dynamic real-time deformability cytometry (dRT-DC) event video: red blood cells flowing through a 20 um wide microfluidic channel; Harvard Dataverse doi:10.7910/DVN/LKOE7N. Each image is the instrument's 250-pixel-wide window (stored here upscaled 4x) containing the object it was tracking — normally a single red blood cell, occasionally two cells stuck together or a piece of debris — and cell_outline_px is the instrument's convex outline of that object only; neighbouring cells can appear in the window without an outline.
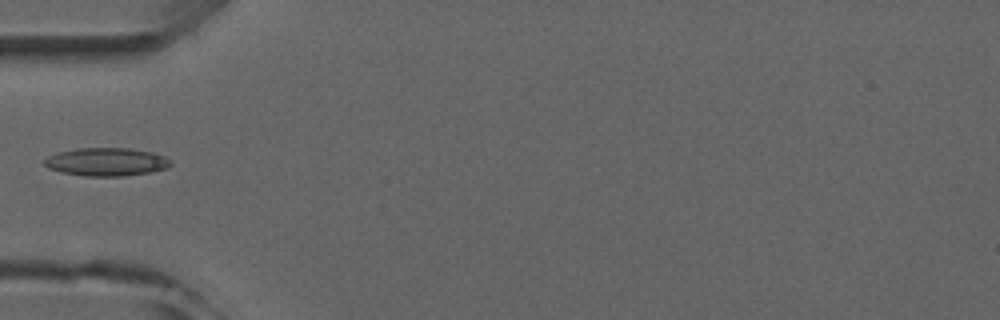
{"species": "common noctule bat (a hibernating species)", "species_latin": "Nyctalus noctula", "temperature_condition": "room temperature", "stored_images_in_passage": 7, "camera_frame_rate_fps": 3000, "um_per_image_px": 0.085, "animal": {"sex": "male", "forearm_length_mm": 52.5}, "frame": {"image": 1, "passage_image": 5, "time_ms": 4.667, "image_size_px": [1000, 320], "cell_outline_px": [[172, 164], [168, 168], [152, 172], [124, 176], [84, 176], [60, 172], [48, 168], [44, 164], [44, 160], [48, 156], [56, 152], [76, 148], [128, 148], [152, 152], [164, 156], [172, 160]], "centroid_in_image_um": [9.05, 13.76], "position_along_channel_um": 75.9, "area_um2": 20.98}}
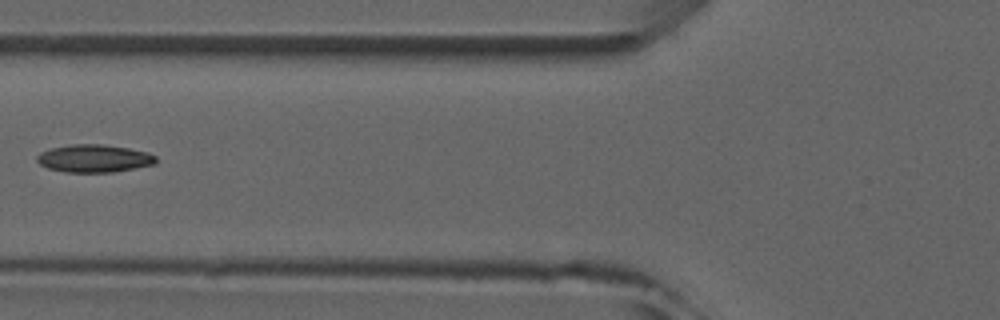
{"frame": {"image": 2, "passage_image": 6, "time_ms": 5.667, "image_size_px": [1000, 320], "cell_outline_px": [[156, 164], [112, 172], [64, 172], [48, 168], [40, 164], [36, 160], [36, 156], [40, 152], [52, 148], [72, 144], [104, 144], [128, 148], [148, 152], [156, 156]], "centroid_in_image_um": [8.0, 13.46], "position_along_channel_um": 117.8, "area_um2": 19.25}}
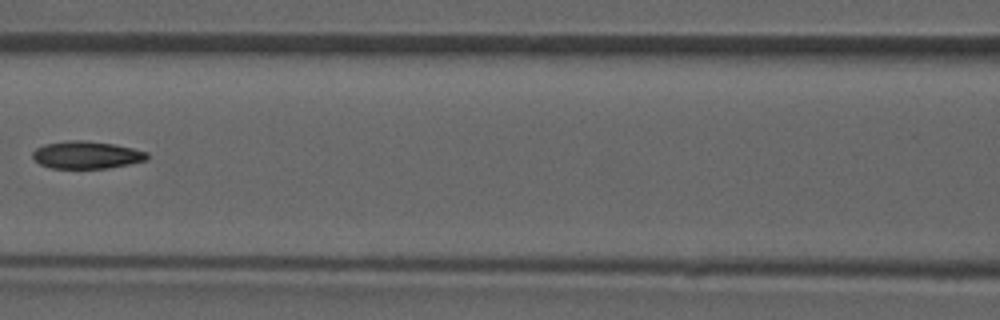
{"frame": {"image": 3, "passage_image": 7, "time_ms": 6.667, "image_size_px": [1000, 320], "cell_outline_px": [[148, 160], [108, 168], [52, 168], [40, 164], [32, 156], [32, 152], [36, 148], [44, 144], [68, 140], [84, 140], [112, 144], [132, 148], [148, 152]], "centroid_in_image_um": [7.35, 13.16], "position_along_channel_um": 159.2, "area_um2": 18.26}}